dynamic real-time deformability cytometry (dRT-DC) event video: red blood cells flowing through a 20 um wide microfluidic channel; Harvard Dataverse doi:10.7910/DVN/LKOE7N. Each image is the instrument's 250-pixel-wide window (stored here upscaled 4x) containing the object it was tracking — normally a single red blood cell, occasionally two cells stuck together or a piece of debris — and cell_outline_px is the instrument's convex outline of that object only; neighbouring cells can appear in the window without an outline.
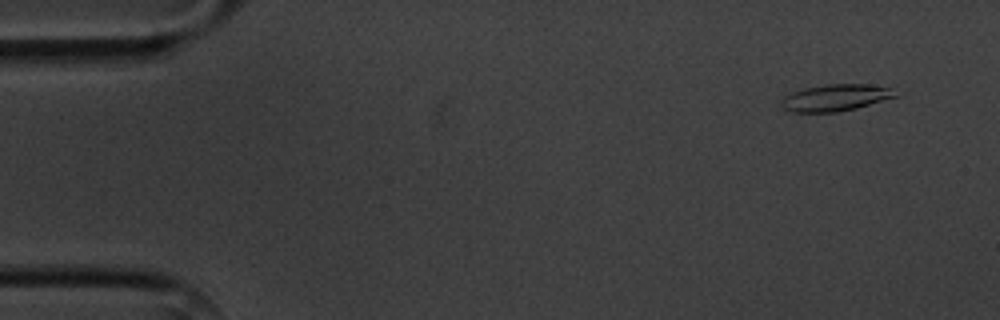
{"species": "common noctule bat (a hibernating species)", "species_latin": "Nyctalus noctula", "temperature_condition": "cold", "stored_images_in_passage": 6, "camera_frame_rate_fps": 3000, "um_per_image_px": 0.085, "animal": {"sex": "male", "body_mass_g": 20.1, "forearm_length_mm": 53.5}, "frame": {"image": 1, "passage_image": 2, "time_ms": 1.0, "image_size_px": [1000, 320], "cell_outline_px": [[900, 96], [856, 108], [836, 112], [792, 112], [784, 108], [780, 104], [780, 100], [784, 96], [792, 92], [804, 88], [828, 84], [872, 84], [892, 88]], "centroid_in_image_um": [71.04, 8.29], "position_along_channel_um": 14.0, "area_um2": 17.92}}